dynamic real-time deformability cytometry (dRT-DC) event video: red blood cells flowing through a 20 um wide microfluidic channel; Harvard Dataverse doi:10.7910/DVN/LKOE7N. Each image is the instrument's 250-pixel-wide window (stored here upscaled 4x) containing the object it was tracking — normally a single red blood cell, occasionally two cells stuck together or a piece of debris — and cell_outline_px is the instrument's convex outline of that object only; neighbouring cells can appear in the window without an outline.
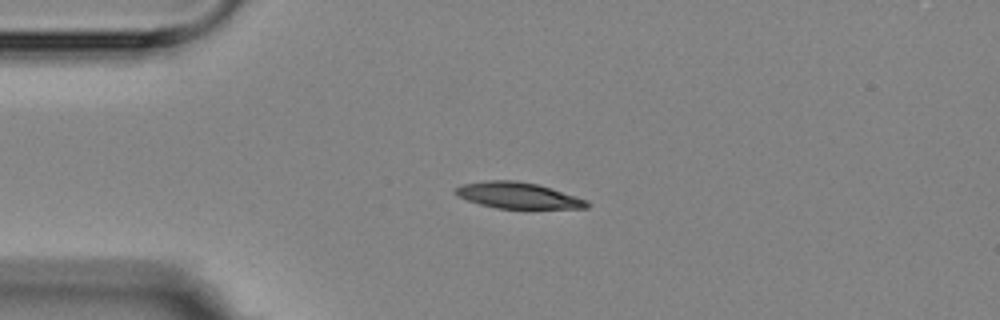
{"species": "Egyptian fruit bat (a non-hibernating species)", "species_latin": "Rousettus aegyptiacus", "temperature_condition": "room temperature", "stored_images_in_passage": 2, "camera_frame_rate_fps": 3000, "um_per_image_px": 0.085, "animal": {"sex": "female"}, "frame": {"image": 1, "passage_image": 1, "time_ms": 0.0, "image_size_px": [1000, 320], "cell_outline_px": [[592, 204], [588, 208], [496, 208], [480, 204], [468, 200], [460, 196], [456, 192], [456, 188], [460, 184], [488, 180], [516, 180], [536, 184], [552, 188], [588, 200]], "centroid_in_image_um": [44.08, 16.6], "position_along_channel_um": 40.9, "area_um2": 19.88}}